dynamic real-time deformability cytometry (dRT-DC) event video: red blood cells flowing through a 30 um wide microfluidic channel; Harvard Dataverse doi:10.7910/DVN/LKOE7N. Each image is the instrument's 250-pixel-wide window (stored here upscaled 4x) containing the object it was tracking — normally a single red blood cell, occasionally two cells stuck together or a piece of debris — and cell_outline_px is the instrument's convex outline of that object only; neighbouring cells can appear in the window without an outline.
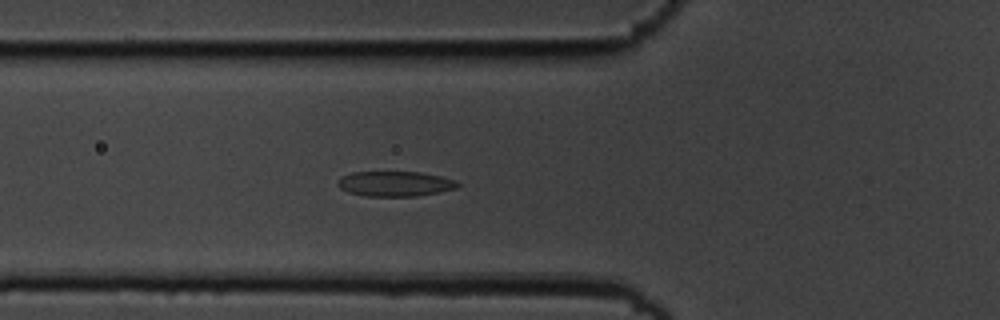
{"species": "common noctule bat (a hibernating species)", "species_latin": "Nyctalus noctula", "temperature_condition": "cold", "stored_images_in_passage": 18, "camera_frame_rate_fps": 3000, "um_per_image_px": 0.085, "animal": {"sex": "male", "body_mass_g": 19.5, "forearm_length_mm": 54.6}, "frame": {"image": 1, "passage_image": 8, "time_ms": 2.333, "image_size_px": [1000, 320], "cell_outline_px": [[460, 184], [456, 188], [440, 192], [416, 196], [364, 196], [348, 192], [340, 188], [336, 184], [336, 180], [340, 176], [352, 172], [420, 172], [440, 176], [456, 180]], "centroid_in_image_um": [33.54, 15.62], "position_along_channel_um": 92.3, "area_um2": 17.69}}
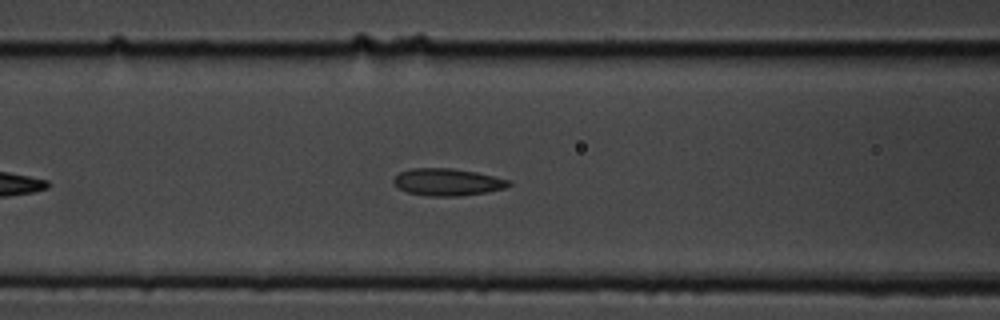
{"frame": {"image": 2, "passage_image": 11, "time_ms": 3.333, "image_size_px": [1000, 320], "cell_outline_px": [[512, 184], [508, 188], [460, 196], [428, 196], [408, 192], [400, 188], [392, 180], [400, 172], [412, 168], [452, 168], [476, 172], [496, 176], [512, 180]], "centroid_in_image_um": [38.1, 15.47], "position_along_channel_um": 128.5, "area_um2": 18.26}}
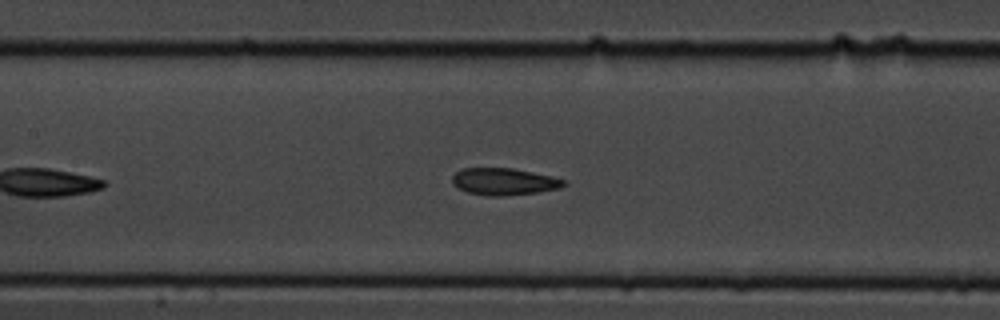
{"frame": {"image": 3, "passage_image": 14, "time_ms": 4.333, "image_size_px": [1000, 320], "cell_outline_px": [[568, 184], [560, 188], [536, 192], [504, 196], [488, 196], [468, 192], [456, 188], [452, 184], [452, 176], [460, 168], [512, 168], [552, 176], [564, 180]], "centroid_in_image_um": [42.81, 15.43], "position_along_channel_um": 164.6, "area_um2": 17.63}}